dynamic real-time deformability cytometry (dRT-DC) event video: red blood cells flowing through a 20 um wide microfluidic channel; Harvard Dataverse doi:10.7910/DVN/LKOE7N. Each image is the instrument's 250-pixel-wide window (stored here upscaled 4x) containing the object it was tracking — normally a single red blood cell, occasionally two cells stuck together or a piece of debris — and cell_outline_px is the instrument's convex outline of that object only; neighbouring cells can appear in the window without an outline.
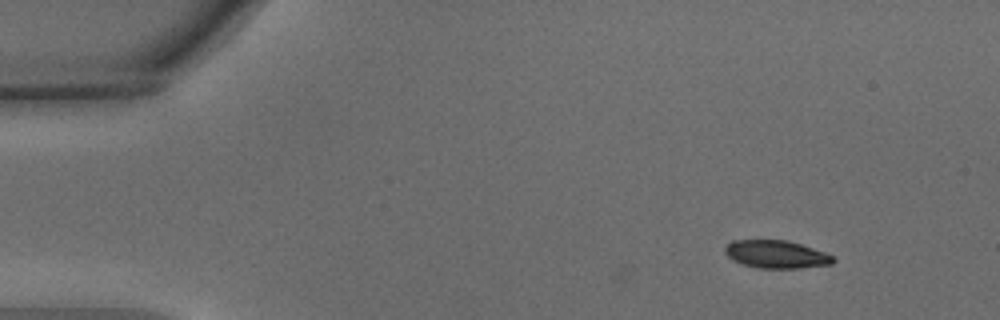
{"species": "common noctule bat (a hibernating species)", "species_latin": "Nyctalus noctula", "temperature_condition": "warm", "stored_images_in_passage": 12, "camera_frame_rate_fps": 3000, "um_per_image_px": 0.085, "animal": {"sex": "male", "body_mass_g": 15.6}, "frame": {"image": 1, "passage_image": 1, "time_ms": 0.0, "image_size_px": [1000, 320], "cell_outline_px": [[836, 260], [832, 264], [800, 268], [760, 268], [744, 264], [732, 260], [724, 252], [724, 248], [732, 240], [788, 240], [824, 252], [832, 256]], "centroid_in_image_um": [65.97, 21.61], "position_along_channel_um": 19.0, "area_um2": 17.46}}
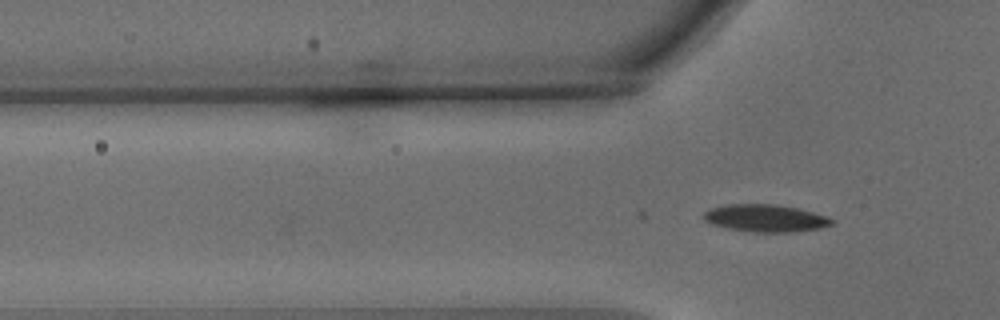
{"frame": {"image": 2, "passage_image": 12, "time_ms": 3.667, "image_size_px": [1000, 320], "cell_outline_px": [[836, 220], [832, 224], [820, 228], [796, 232], [752, 232], [728, 228], [712, 224], [704, 220], [700, 216], [704, 212], [712, 208], [724, 204], [776, 204], [796, 208], [828, 216]], "centroid_in_image_um": [65.06, 18.54], "position_along_channel_um": 60.7, "area_um2": 20.58}}